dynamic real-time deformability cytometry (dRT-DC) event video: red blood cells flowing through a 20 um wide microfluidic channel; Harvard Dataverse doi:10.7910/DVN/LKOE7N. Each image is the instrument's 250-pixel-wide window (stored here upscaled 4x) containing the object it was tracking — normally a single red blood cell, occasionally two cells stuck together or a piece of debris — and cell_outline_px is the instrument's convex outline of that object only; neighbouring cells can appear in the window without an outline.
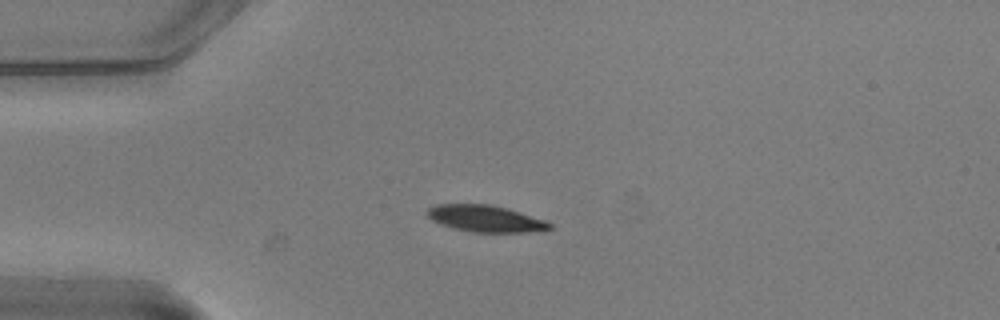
{"species": "common noctule bat (a hibernating species)", "species_latin": "Nyctalus noctula", "temperature_condition": "warm", "stored_images_in_passage": 42, "camera_frame_rate_fps": 3000, "um_per_image_px": 0.085, "animal": {"sex": "male", "body_mass_g": 20.5, "forearm_length_mm": 52.5}, "frame": {"image": 1, "passage_image": 1, "time_ms": 0.0, "image_size_px": [1000, 320], "cell_outline_px": [[552, 228], [528, 232], [472, 232], [440, 224], [432, 220], [428, 216], [428, 208], [436, 204], [492, 204], [508, 208], [544, 220], [552, 224]], "centroid_in_image_um": [41.26, 18.57], "position_along_channel_um": 43.7, "area_um2": 18.84}}
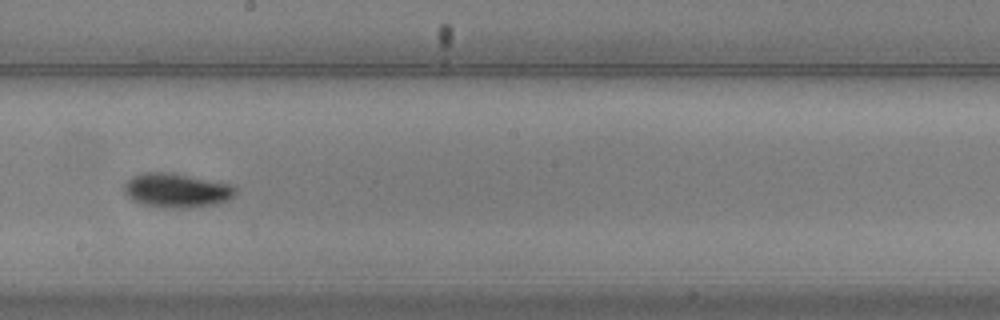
{"frame": {"image": 2, "passage_image": 18, "time_ms": 5.667, "image_size_px": [1000, 320], "cell_outline_px": [[236, 196], [228, 200], [216, 204], [188, 208], [164, 208], [144, 204], [132, 200], [124, 192], [124, 184], [132, 176], [144, 172], [172, 172], [232, 184], [236, 188]], "centroid_in_image_um": [15.04, 16.18], "position_along_channel_um": 233.2, "area_um2": 22.48}}
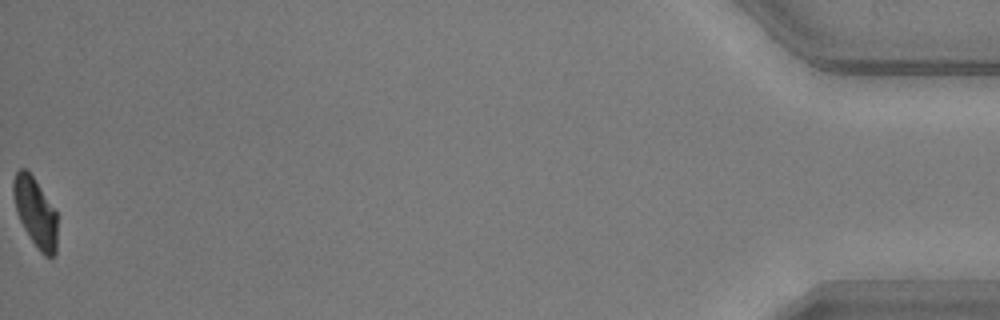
{"frame": {"image": 3, "passage_image": 42, "time_ms": 13.667, "image_size_px": [1000, 320], "cell_outline_px": [[56, 252], [52, 256], [44, 256], [40, 252], [24, 228], [16, 212], [12, 192], [12, 184], [16, 172], [20, 168], [24, 168], [32, 176], [56, 212]], "centroid_in_image_um": [2.98, 18.05], "position_along_channel_um": 432.2, "area_um2": 17.28}, "authors_computed_cell_mechanics": {"area_um2": 20.3456, "velocity_mm_per_s": 3.7275, "shape_relaxation_time_tau1_ms": 2.5015, "shape_relaxation_time_tau2_ms": 4.127, "deformation_change_tau1": 0.1281, "deformation_change_tau2": 0.0562}}